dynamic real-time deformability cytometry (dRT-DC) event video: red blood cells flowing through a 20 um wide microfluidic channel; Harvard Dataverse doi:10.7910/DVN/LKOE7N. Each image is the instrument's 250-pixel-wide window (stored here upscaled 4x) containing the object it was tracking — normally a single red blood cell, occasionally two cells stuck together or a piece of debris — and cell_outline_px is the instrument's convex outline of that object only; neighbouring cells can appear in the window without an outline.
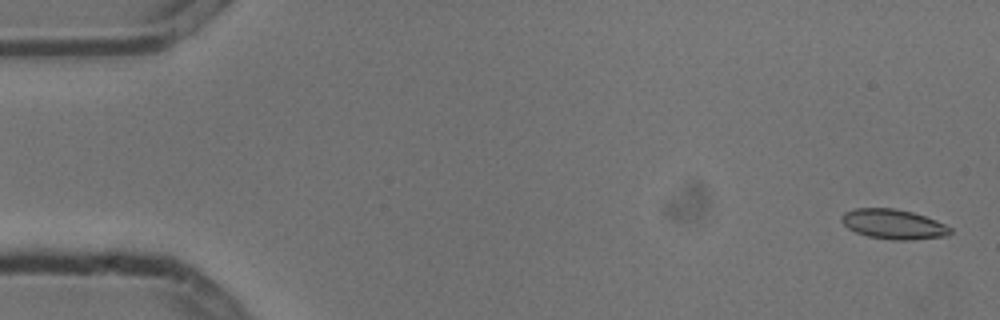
{"species": "common noctule bat (a hibernating species)", "species_latin": "Nyctalus noctula", "temperature_condition": "cold", "stored_images_in_passage": 5, "camera_frame_rate_fps": 3000, "um_per_image_px": 0.085, "animal": {"sex": "male", "body_mass_g": 13.3}, "frame": {"image": 1, "passage_image": 1, "time_ms": 0.0, "image_size_px": [1000, 320], "cell_outline_px": [[952, 232], [948, 236], [908, 240], [892, 240], [868, 236], [856, 232], [848, 228], [840, 220], [840, 216], [844, 212], [856, 208], [892, 208], [912, 212], [936, 220], [952, 228]], "centroid_in_image_um": [75.94, 19.06], "position_along_channel_um": 9.1, "area_um2": 18.9}}